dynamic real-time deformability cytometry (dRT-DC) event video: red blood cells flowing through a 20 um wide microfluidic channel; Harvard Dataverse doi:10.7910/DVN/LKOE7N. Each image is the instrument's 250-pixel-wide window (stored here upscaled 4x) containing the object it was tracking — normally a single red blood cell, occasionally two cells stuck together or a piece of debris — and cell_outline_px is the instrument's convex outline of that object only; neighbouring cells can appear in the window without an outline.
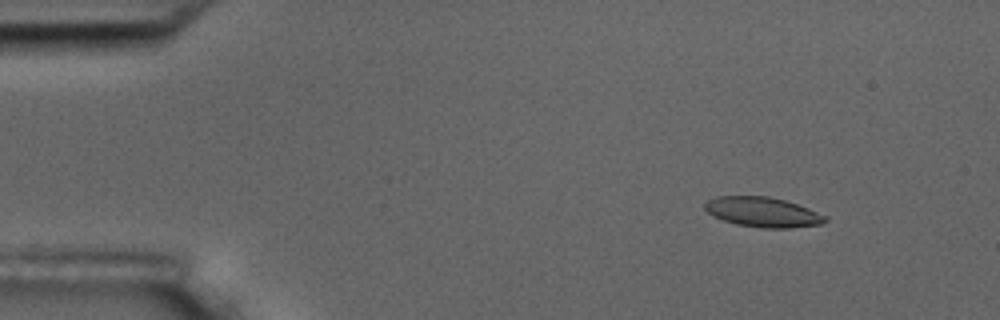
{"species": "common noctule bat (a hibernating species)", "species_latin": "Nyctalus noctula", "temperature_condition": "room temperature", "stored_images_in_passage": 13, "camera_frame_rate_fps": 3000, "um_per_image_px": 0.085, "animal": {"sex": "male", "body_mass_g": 17.5, "forearm_length_mm": 52.3}, "frame": {"image": 1, "passage_image": 6, "time_ms": 1.667, "image_size_px": [1000, 320], "cell_outline_px": [[828, 220], [820, 224], [788, 228], [760, 228], [736, 224], [724, 220], [708, 212], [704, 208], [704, 204], [708, 200], [716, 196], [768, 196], [784, 200], [808, 208], [828, 216]], "centroid_in_image_um": [64.85, 18.03], "position_along_channel_um": 20.2, "area_um2": 20.87}}